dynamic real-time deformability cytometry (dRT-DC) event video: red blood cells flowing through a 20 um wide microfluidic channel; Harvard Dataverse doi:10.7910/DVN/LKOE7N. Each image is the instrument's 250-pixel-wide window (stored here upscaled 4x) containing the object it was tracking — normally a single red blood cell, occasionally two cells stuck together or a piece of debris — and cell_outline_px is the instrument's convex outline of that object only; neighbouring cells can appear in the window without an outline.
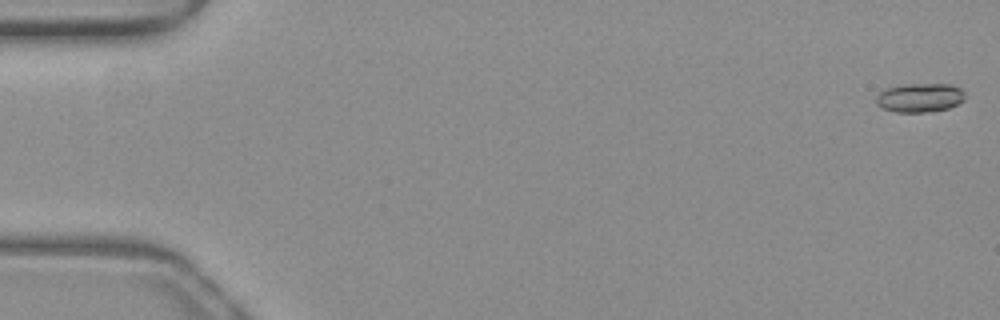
{"species": "common noctule bat (a hibernating species)", "species_latin": "Nyctalus noctula", "temperature_condition": "warm", "stored_images_in_passage": 52, "camera_frame_rate_fps": 3000, "um_per_image_px": 0.085, "animal": {"sex": "female", "body_mass_g": 19.3, "forearm_length_mm": 54.1}, "frame": {"image": 1, "passage_image": 1, "time_ms": 0.0, "image_size_px": [1000, 320], "cell_outline_px": [[964, 100], [948, 108], [932, 112], [896, 112], [884, 108], [876, 104], [876, 96], [884, 88], [904, 84], [948, 84], [960, 88], [964, 92]], "centroid_in_image_um": [78.16, 8.3], "position_along_channel_um": 6.8, "area_um2": 15.03}}
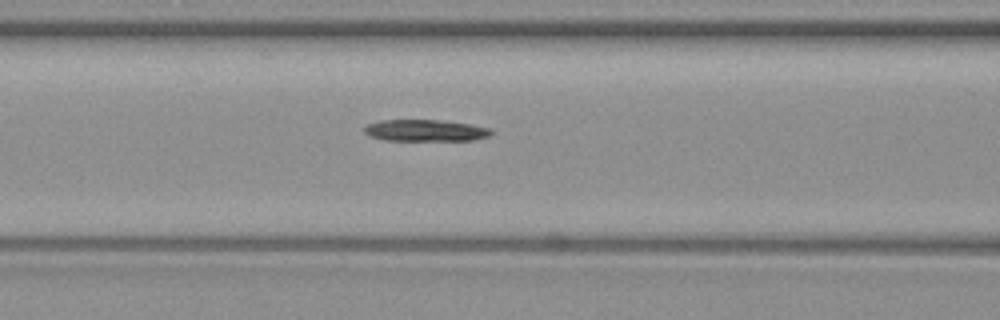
{"frame": {"image": 2, "passage_image": 22, "time_ms": 7.0, "image_size_px": [1000, 320], "cell_outline_px": [[492, 132], [488, 136], [472, 140], [384, 140], [368, 136], [364, 132], [364, 128], [368, 124], [380, 120], [440, 120], [468, 124], [488, 128]], "centroid_in_image_um": [36.09, 11.09], "position_along_channel_um": 130.5, "area_um2": 15.78}}
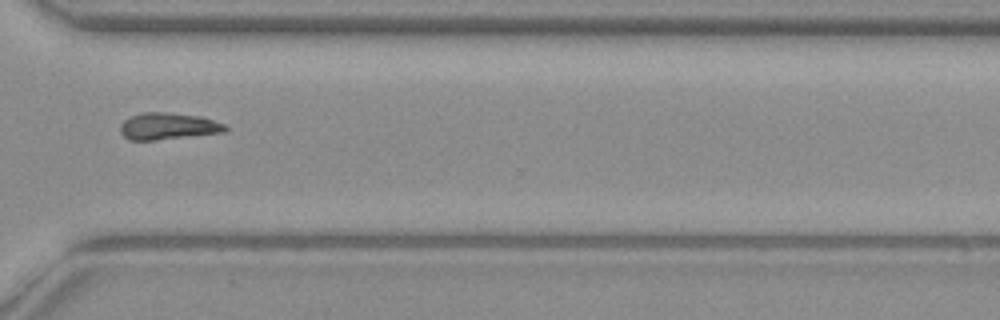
{"frame": {"image": 3, "passage_image": 39, "time_ms": 12.667, "image_size_px": [1000, 320], "cell_outline_px": [[228, 128], [224, 132], [156, 140], [128, 140], [120, 132], [120, 124], [124, 120], [132, 116], [144, 112], [164, 112], [200, 116], [224, 124]], "centroid_in_image_um": [14.25, 10.73], "position_along_channel_um": 356.3, "area_um2": 16.24}, "authors_computed_cell_mechanics": {"area_um2": 15.6349, "velocity_mm_per_s": 3.9882, "shape_relaxation_time_tau1_ms": 6.0279, "shape_relaxation_time_tau2_ms": null, "deformation_change_tau1": 0.2426, "deformation_change_tau2": null}}